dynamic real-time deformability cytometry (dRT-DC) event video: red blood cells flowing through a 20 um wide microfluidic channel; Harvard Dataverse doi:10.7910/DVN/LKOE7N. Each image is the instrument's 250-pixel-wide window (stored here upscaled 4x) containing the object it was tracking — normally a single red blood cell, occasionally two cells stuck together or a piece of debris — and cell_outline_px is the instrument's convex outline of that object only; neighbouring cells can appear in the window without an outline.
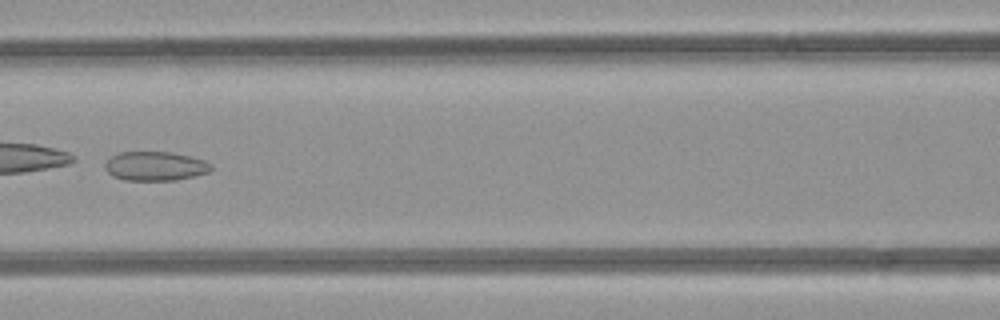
{"species": "common noctule bat (a hibernating species)", "species_latin": "Nyctalus noctula", "temperature_condition": "room temperature", "stored_images_in_passage": 6, "camera_frame_rate_fps": 3000, "um_per_image_px": 0.085, "animal": {"sex": "female", "body_mass_g": 21.9}, "frame": {"image": 1, "passage_image": 6, "time_ms": 6.667, "image_size_px": [1000, 320], "cell_outline_px": [[212, 168], [208, 172], [176, 180], [124, 180], [112, 176], [104, 168], [104, 164], [112, 156], [120, 152], [168, 152], [188, 156], [204, 160], [212, 164]], "centroid_in_image_um": [13.17, 14.12], "position_along_channel_um": 153.4, "area_um2": 17.86}}